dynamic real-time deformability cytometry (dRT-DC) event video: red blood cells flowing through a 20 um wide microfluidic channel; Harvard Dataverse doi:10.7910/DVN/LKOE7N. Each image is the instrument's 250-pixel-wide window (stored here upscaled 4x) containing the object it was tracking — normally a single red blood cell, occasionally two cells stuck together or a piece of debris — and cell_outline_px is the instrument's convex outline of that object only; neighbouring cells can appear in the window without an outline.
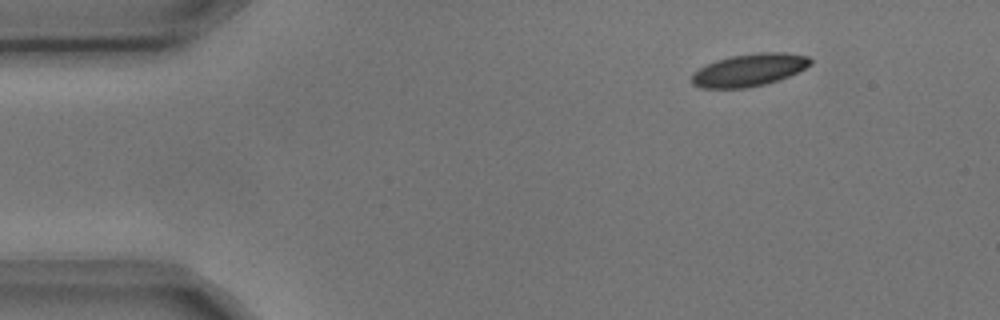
{"species": "common noctule bat (a hibernating species)", "species_latin": "Nyctalus noctula", "temperature_condition": "cold", "stored_images_in_passage": 4, "camera_frame_rate_fps": 3000, "um_per_image_px": 0.085, "animal": {"sex": "male", "body_mass_g": 17.9, "forearm_length_mm": 54.2}, "frame": {"image": 1, "passage_image": 1, "time_ms": 0.0, "image_size_px": [1000, 320], "cell_outline_px": [[812, 64], [788, 76], [764, 84], [744, 88], [700, 88], [692, 84], [692, 72], [716, 60], [732, 56], [756, 52], [784, 52], [808, 56], [812, 60]], "centroid_in_image_um": [63.67, 5.94], "position_along_channel_um": 21.3, "area_um2": 22.31}}